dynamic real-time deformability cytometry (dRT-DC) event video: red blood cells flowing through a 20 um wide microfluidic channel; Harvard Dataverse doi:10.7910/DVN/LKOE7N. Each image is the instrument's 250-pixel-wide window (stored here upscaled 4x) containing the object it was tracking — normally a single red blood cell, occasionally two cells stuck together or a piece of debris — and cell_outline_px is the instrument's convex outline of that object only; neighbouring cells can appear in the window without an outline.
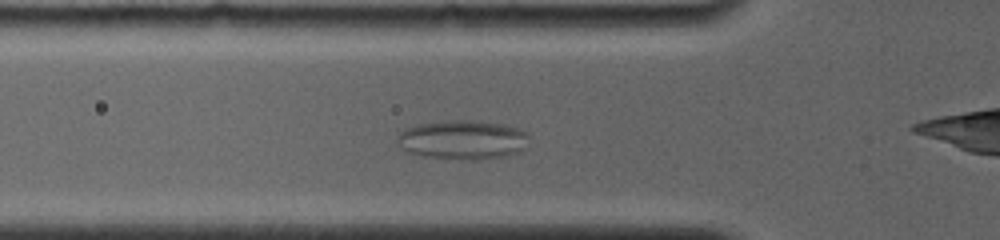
{"species": "common noctule bat (a hibernating species)", "species_latin": "Nyctalus noctula", "temperature_condition": "room temperature", "stored_images_in_passage": 15, "camera_frame_rate_fps": 4000, "um_per_image_px": 0.085, "animal": {"sex": "female", "body_mass_g": 19.0, "forearm_length_mm": 56.7}, "frame": {"image": 1, "passage_image": 5, "time_ms": 2.75, "image_size_px": [1000, 240], "cell_outline_px": [[528, 148], [520, 152], [508, 156], [480, 160], [464, 160], [424, 156], [404, 152], [396, 140], [396, 136], [404, 128], [416, 124], [452, 120], [480, 120], [504, 124], [520, 128], [528, 132]], "centroid_in_image_um": [39.36, 11.88], "position_along_channel_um": 86.4, "area_um2": 31.04}}
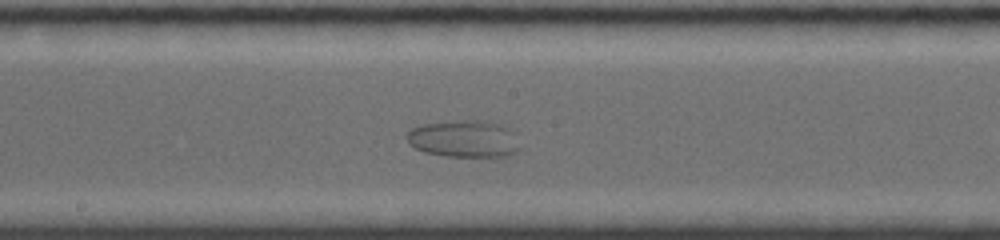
{"frame": {"image": 2, "passage_image": 13, "time_ms": 6.25, "image_size_px": [1000, 240], "cell_outline_px": [[520, 148], [516, 152], [508, 156], [444, 156], [424, 152], [408, 144], [408, 132], [412, 128], [424, 124], [460, 120], [480, 120], [504, 124], [516, 132]], "centroid_in_image_um": [39.51, 11.79], "position_along_channel_um": 208.7, "area_um2": 24.68}}
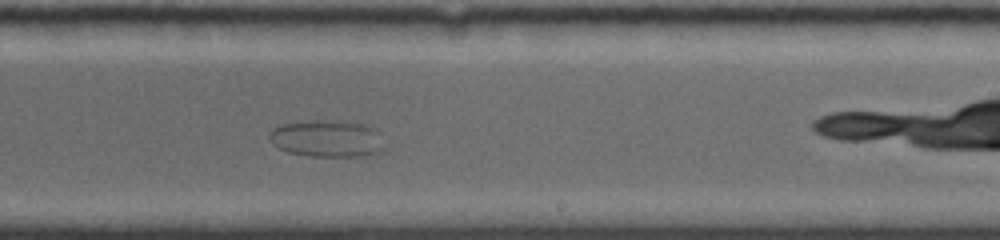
{"frame": {"image": 3, "passage_image": 15, "time_ms": 7.75, "image_size_px": [1000, 240], "cell_outline_px": [[384, 148], [368, 156], [308, 156], [288, 152], [276, 148], [268, 140], [268, 132], [272, 128], [280, 124], [308, 120], [336, 120], [364, 124], [376, 128]], "centroid_in_image_um": [27.72, 11.77], "position_along_channel_um": 261.3, "area_um2": 25.2}}